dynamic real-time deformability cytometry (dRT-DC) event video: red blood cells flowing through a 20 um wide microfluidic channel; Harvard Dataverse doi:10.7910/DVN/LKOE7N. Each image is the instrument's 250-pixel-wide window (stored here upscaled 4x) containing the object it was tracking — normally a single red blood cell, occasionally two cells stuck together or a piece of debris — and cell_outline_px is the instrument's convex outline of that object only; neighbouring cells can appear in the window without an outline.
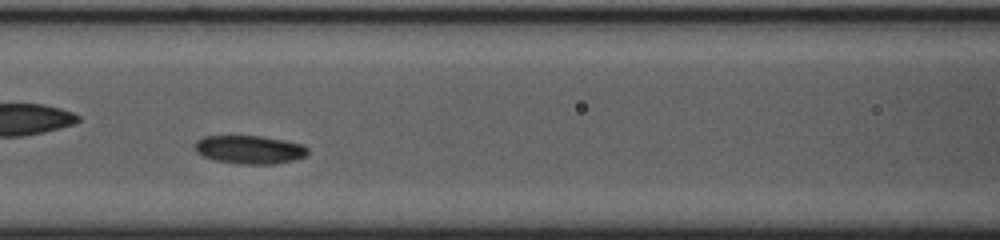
{"species": "common noctule bat (a hibernating species)", "species_latin": "Nyctalus noctula", "temperature_condition": "cold", "stored_images_in_passage": 41, "camera_frame_rate_fps": 3000, "um_per_image_px": 0.085, "animal": {"sex": "female", "body_mass_g": 23.0, "forearm_length_mm": 53.4}, "frame": {"image": 1, "passage_image": 12, "time_ms": 3.667, "image_size_px": [1000, 240], "cell_outline_px": [[308, 152], [304, 156], [292, 160], [272, 164], [240, 164], [216, 160], [204, 156], [196, 152], [196, 140], [204, 136], [260, 136], [284, 140], [304, 144], [308, 148]], "centroid_in_image_um": [21.22, 12.71], "position_along_channel_um": 145.4, "area_um2": 18.5}, "authors_computed_cell_mechanics": {"area_um2": 18.5538, "velocity_mm_per_s": 3.6688, "shape_relaxation_time_tau1_ms": 3.9277, "shape_relaxation_time_tau2_ms": null, "deformation_change_tau1": 0.1251, "deformation_change_tau2": null}}